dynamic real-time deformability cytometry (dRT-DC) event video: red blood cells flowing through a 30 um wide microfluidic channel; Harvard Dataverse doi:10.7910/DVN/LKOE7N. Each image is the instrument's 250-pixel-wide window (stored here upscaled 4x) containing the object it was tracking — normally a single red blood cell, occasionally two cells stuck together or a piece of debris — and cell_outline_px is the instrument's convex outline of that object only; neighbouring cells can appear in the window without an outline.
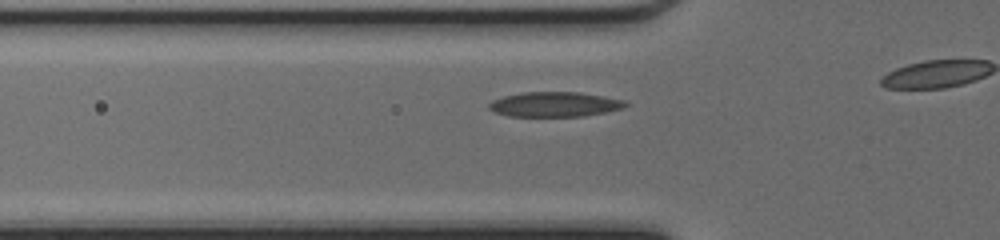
{"species": "common noctule bat (a hibernating species)", "species_latin": "Nyctalus noctula", "temperature_condition": "cold", "stored_images_in_passage": 13, "camera_frame_rate_fps": 3000, "um_per_image_px": 0.085, "animal": {"sex": "female", "body_mass_g": 17.0, "forearm_length_mm": 48.0}, "frame": {"image": 1, "passage_image": 8, "time_ms": 2.333, "image_size_px": [1000, 240], "cell_outline_px": [[628, 104], [624, 108], [584, 116], [508, 116], [496, 112], [488, 108], [488, 104], [492, 100], [504, 96], [524, 92], [580, 92], [604, 96], [624, 100]], "centroid_in_image_um": [47.15, 8.86], "position_along_channel_um": 78.7, "area_um2": 19.71}}
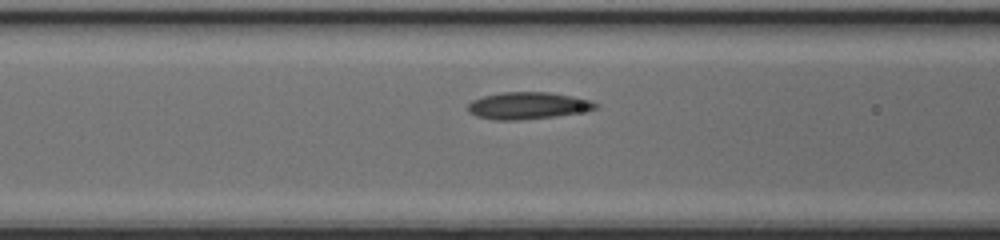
{"frame": {"image": 2, "passage_image": 11, "time_ms": 3.333, "image_size_px": [1000, 240], "cell_outline_px": [[600, 104], [596, 108], [556, 116], [520, 120], [496, 120], [476, 116], [468, 112], [468, 104], [472, 100], [484, 96], [500, 92], [548, 92], [572, 96], [588, 100]], "centroid_in_image_um": [44.81, 8.97], "position_along_channel_um": 121.8, "area_um2": 19.88}}